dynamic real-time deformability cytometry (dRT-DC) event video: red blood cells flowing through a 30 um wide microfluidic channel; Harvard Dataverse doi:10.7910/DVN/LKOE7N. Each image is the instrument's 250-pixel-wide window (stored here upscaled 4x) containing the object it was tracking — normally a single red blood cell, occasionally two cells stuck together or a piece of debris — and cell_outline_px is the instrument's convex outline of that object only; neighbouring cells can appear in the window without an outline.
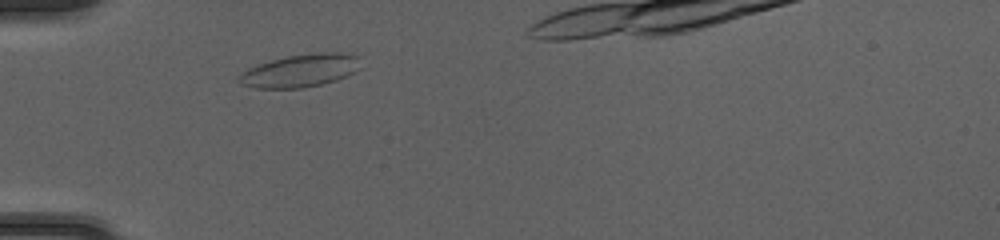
{"species": "common noctule bat (a hibernating species)", "species_latin": "Nyctalus noctula", "temperature_condition": "cold", "stored_images_in_passage": 30, "camera_frame_rate_fps": 3000, "um_per_image_px": 0.085, "animal": {"sex": "female", "body_mass_g": 20.0, "forearm_length_mm": 54.0}, "frame": {"image": 1, "passage_image": 1, "time_ms": 0.0, "image_size_px": [1000, 240], "cell_outline_px": [[360, 68], [336, 80], [304, 88], [256, 88], [240, 84], [236, 80], [236, 76], [248, 68], [272, 60], [288, 56], [316, 52], [340, 52], [360, 56]], "centroid_in_image_um": [25.51, 6.0], "position_along_channel_um": 59.5, "area_um2": 23.29}}
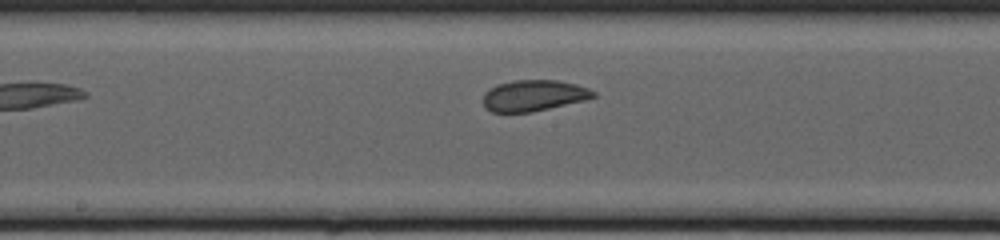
{"frame": {"image": 2, "passage_image": 12, "time_ms": 3.667, "image_size_px": [1000, 240], "cell_outline_px": [[596, 96], [584, 100], [532, 112], [492, 112], [484, 108], [484, 92], [496, 84], [512, 80], [556, 80], [576, 84], [588, 88], [596, 92]], "centroid_in_image_um": [45.34, 8.11], "position_along_channel_um": 202.9, "area_um2": 20.0}}
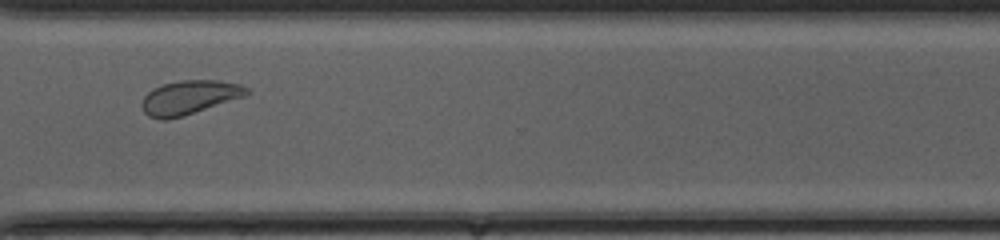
{"frame": {"image": 3, "passage_image": 23, "time_ms": 7.333, "image_size_px": [1000, 240], "cell_outline_px": [[252, 92], [248, 96], [184, 116], [168, 120], [160, 120], [148, 116], [144, 112], [140, 104], [144, 96], [152, 88], [164, 84], [180, 80], [220, 80], [240, 84], [248, 88]], "centroid_in_image_um": [16.13, 8.29], "position_along_channel_um": 354.5, "area_um2": 21.27}}